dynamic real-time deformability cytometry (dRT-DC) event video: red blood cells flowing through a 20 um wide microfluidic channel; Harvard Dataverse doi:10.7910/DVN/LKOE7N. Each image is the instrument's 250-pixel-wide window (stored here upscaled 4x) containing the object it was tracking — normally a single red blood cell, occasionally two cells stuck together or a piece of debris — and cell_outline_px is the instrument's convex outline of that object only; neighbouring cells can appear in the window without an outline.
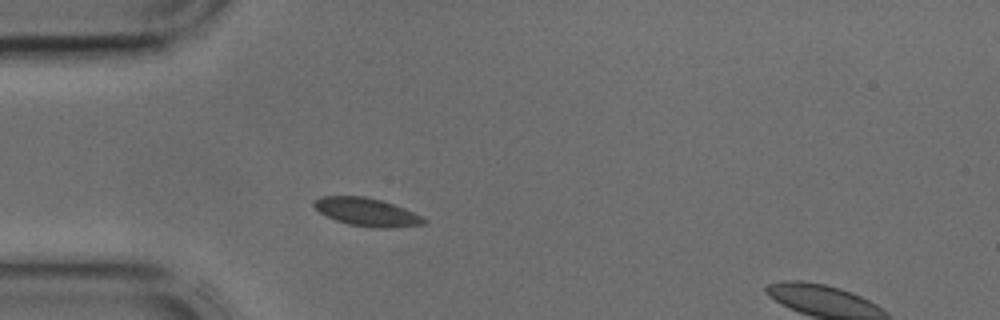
{"species": "common noctule bat (a hibernating species)", "species_latin": "Nyctalus noctula", "temperature_condition": "cold", "stored_images_in_passage": 33, "camera_frame_rate_fps": 3000, "um_per_image_px": 0.085, "animal": {"sex": "male", "body_mass_g": 17.9, "forearm_length_mm": 54.2}, "frame": {"image": 1, "passage_image": 1, "time_ms": 0.0, "image_size_px": [1000, 320], "cell_outline_px": [[428, 224], [388, 228], [376, 228], [348, 224], [336, 220], [320, 212], [312, 204], [320, 196], [364, 196], [380, 200], [404, 208], [428, 220]], "centroid_in_image_um": [31.2, 18.03], "position_along_channel_um": 53.8, "area_um2": 17.8}}
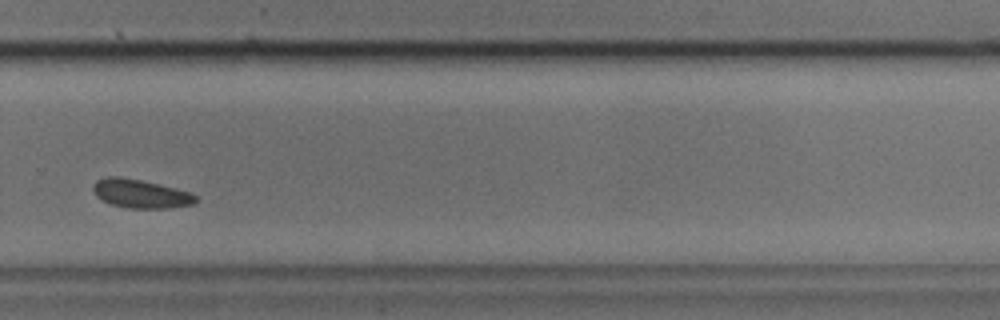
{"frame": {"image": 2, "passage_image": 19, "time_ms": 6.0, "image_size_px": [1000, 320], "cell_outline_px": [[200, 200], [196, 204], [168, 208], [128, 208], [112, 204], [96, 196], [92, 188], [92, 184], [96, 180], [108, 176], [120, 176], [160, 184], [188, 192], [196, 196]], "centroid_in_image_um": [11.96, 16.46], "position_along_channel_um": 317.8, "area_um2": 17.17}}